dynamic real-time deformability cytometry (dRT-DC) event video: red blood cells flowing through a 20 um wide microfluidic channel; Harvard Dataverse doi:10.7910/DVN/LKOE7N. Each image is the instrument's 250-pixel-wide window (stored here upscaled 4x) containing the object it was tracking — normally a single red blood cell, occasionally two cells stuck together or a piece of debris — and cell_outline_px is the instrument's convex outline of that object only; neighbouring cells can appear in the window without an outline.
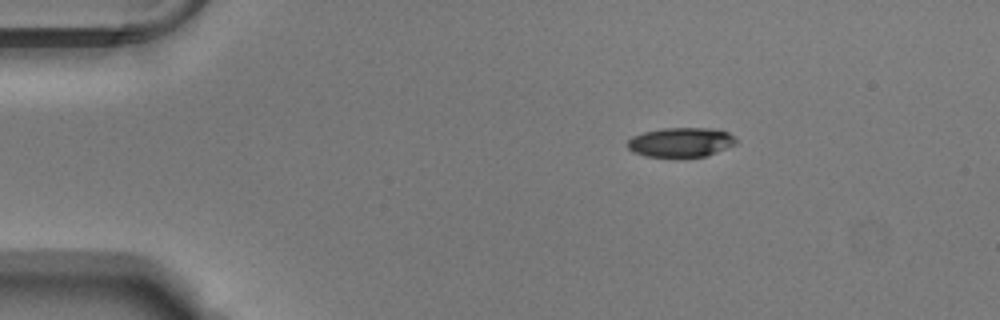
{"species": "Egyptian fruit bat (a non-hibernating species)", "species_latin": "Rousettus aegyptiacus", "temperature_condition": "warm", "stored_images_in_passage": 46, "camera_frame_rate_fps": 3000, "um_per_image_px": 0.085, "animal": {"sex": "male"}, "frame": {"image": 1, "passage_image": 1, "time_ms": 0.0, "image_size_px": [1000, 320], "cell_outline_px": [[736, 144], [716, 152], [704, 156], [644, 156], [632, 152], [628, 148], [628, 140], [632, 136], [644, 132], [664, 128], [720, 128], [736, 136]], "centroid_in_image_um": [57.9, 12.07], "position_along_channel_um": 27.1, "area_um2": 18.61}}
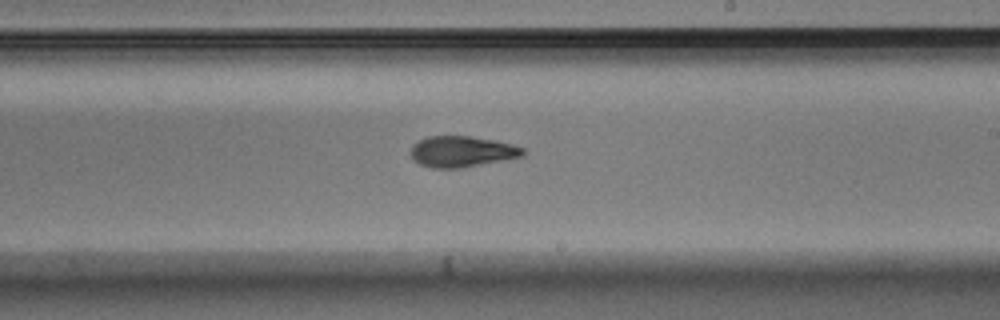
{"frame": {"image": 2, "passage_image": 24, "time_ms": 7.667, "image_size_px": [1000, 320], "cell_outline_px": [[524, 156], [460, 168], [432, 168], [420, 164], [412, 160], [412, 144], [428, 136], [472, 136], [496, 140], [512, 144], [524, 148]], "centroid_in_image_um": [39.26, 12.88], "position_along_channel_um": 249.7, "area_um2": 20.23}}
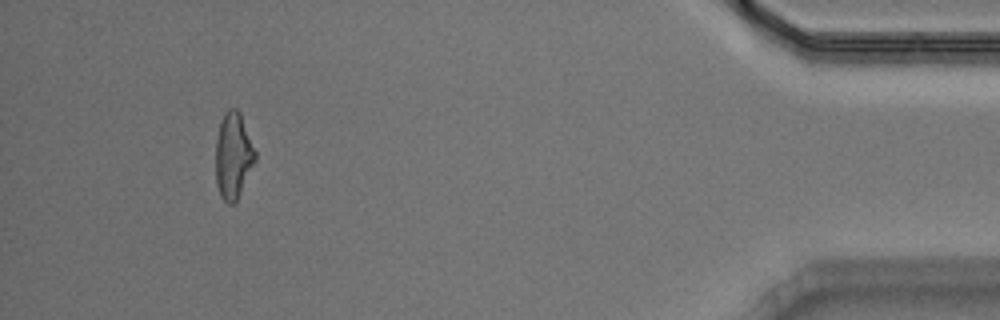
{"frame": {"image": 3, "passage_image": 42, "time_ms": 13.667, "image_size_px": [1000, 320], "cell_outline_px": [[256, 160], [236, 200], [232, 204], [228, 204], [220, 196], [216, 184], [216, 140], [220, 120], [224, 112], [228, 108], [236, 108], [240, 112], [256, 152]], "centroid_in_image_um": [19.81, 13.2], "position_along_channel_um": 415.4, "area_um2": 19.83}, "authors_computed_cell_mechanics": {"area_um2": 20.0566, "velocity_mm_per_s": 3.7931, "shape_relaxation_time_tau1_ms": 5.2905, "shape_relaxation_time_tau2_ms": 3.4842, "deformation_change_tau1": 0.1481, "deformation_change_tau2": 0.1106}}